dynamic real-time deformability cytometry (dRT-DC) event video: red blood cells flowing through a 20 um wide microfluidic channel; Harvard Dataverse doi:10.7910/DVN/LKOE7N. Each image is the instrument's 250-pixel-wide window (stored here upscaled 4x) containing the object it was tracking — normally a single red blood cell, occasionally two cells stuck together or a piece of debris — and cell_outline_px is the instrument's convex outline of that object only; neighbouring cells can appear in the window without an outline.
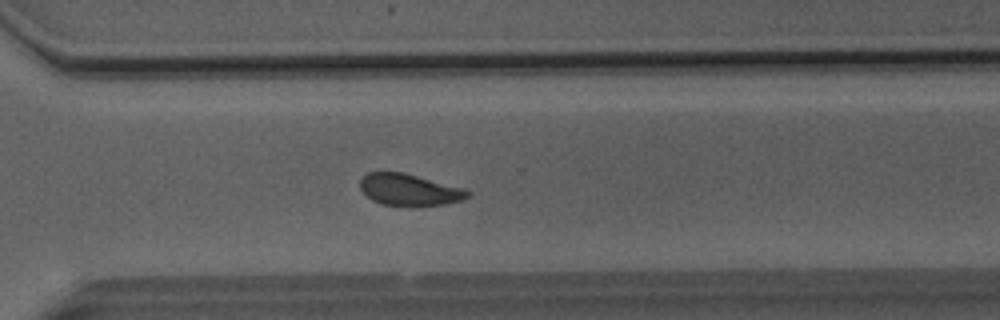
{"species": "Egyptian fruit bat (a non-hibernating species)", "species_latin": "Rousettus aegyptiacus", "temperature_condition": "room temperature", "stored_images_in_passage": 52, "segment_of_instrument_passage": [1, 2], "camera_frame_rate_fps": 3000, "um_per_image_px": 0.085, "animal": {"sex": "male"}, "frame": {"image": 1, "passage_image": 37, "time_ms": 12.0, "image_size_px": [1000, 320], "cell_outline_px": [[472, 192], [464, 200], [444, 204], [412, 208], [408, 208], [380, 204], [372, 200], [360, 188], [360, 180], [368, 172], [404, 172], [464, 188]], "centroid_in_image_um": [34.82, 16.16], "position_along_channel_um": 335.8, "area_um2": 20.4}}
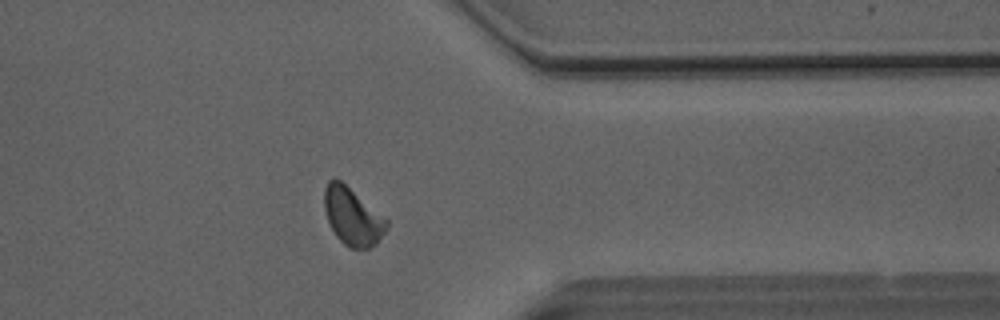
{"frame": {"image": 2, "passage_image": 41, "time_ms": 13.333, "image_size_px": [1000, 320], "cell_outline_px": [[388, 224], [384, 232], [376, 244], [368, 248], [348, 248], [336, 236], [328, 220], [324, 208], [324, 188], [328, 180], [340, 180], [388, 220]], "centroid_in_image_um": [29.95, 18.41], "position_along_channel_um": 381.5, "area_um2": 20.46}}
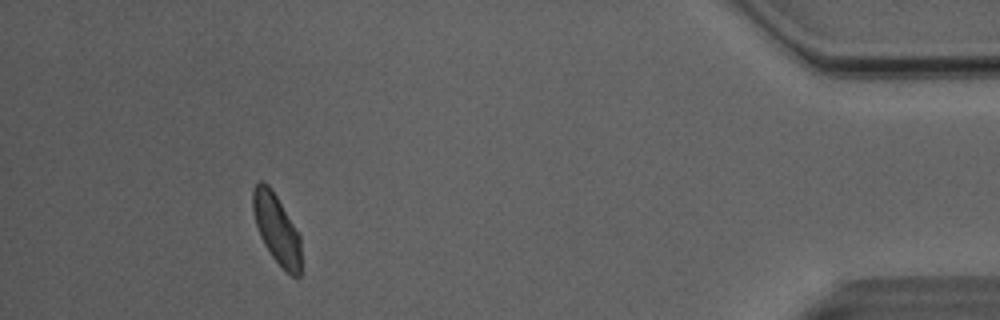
{"frame": {"image": 3, "passage_image": 47, "time_ms": 15.333, "image_size_px": [1000, 320], "cell_outline_px": [[300, 276], [292, 276], [272, 256], [264, 244], [260, 236], [256, 224], [252, 208], [252, 192], [256, 184], [260, 180], [264, 180], [272, 188], [300, 232]], "centroid_in_image_um": [23.51, 19.38], "position_along_channel_um": 411.7, "area_um2": 19.65}}